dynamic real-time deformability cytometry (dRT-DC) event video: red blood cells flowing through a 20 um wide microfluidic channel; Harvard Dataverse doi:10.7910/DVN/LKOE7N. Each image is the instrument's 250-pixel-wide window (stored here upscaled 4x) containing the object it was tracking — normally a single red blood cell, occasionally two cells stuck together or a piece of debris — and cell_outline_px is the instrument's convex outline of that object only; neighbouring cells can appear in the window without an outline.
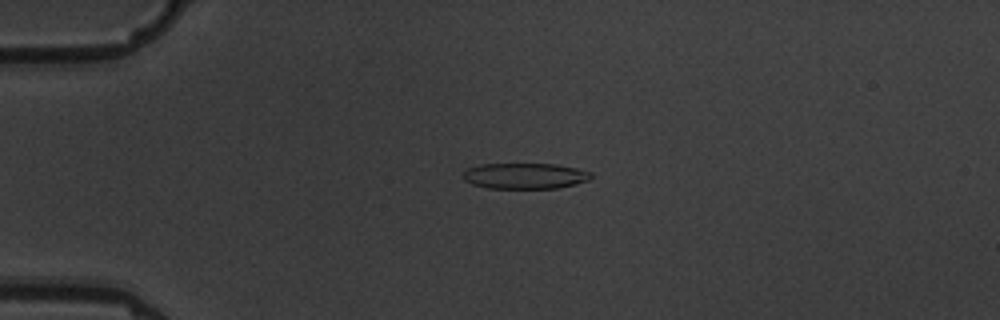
{"species": "common noctule bat (a hibernating species)", "species_latin": "Nyctalus noctula", "temperature_condition": "warm", "stored_images_in_passage": 2, "camera_frame_rate_fps": 3000, "um_per_image_px": 0.085, "animal": {"sex": "male", "body_mass_g": 19.5, "forearm_length_mm": 54.6}, "frame": {"image": 1, "passage_image": 1, "time_ms": 0.0, "image_size_px": [1000, 320], "cell_outline_px": [[592, 176], [588, 180], [576, 184], [556, 188], [488, 188], [472, 184], [464, 180], [464, 172], [468, 168], [480, 164], [556, 164], [576, 168], [592, 172]], "centroid_in_image_um": [44.63, 14.95], "position_along_channel_um": 40.4, "area_um2": 19.19}}